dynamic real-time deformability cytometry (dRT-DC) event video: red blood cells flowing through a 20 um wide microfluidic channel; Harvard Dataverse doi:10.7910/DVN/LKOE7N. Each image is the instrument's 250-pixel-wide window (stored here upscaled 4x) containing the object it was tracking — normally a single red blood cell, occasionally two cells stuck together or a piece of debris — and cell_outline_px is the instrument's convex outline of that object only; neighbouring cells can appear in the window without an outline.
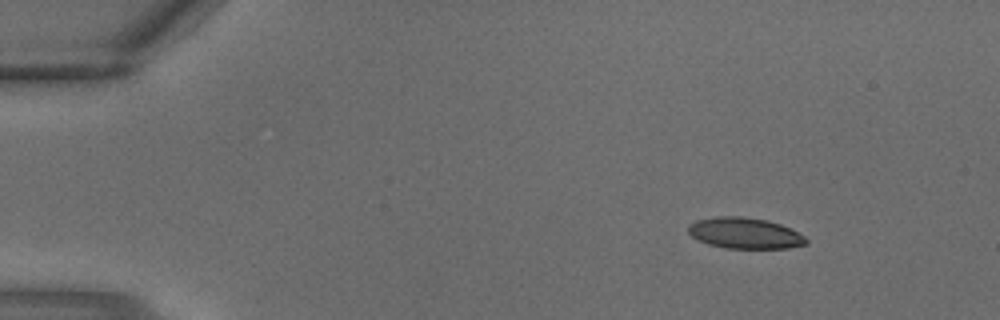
{"species": "common noctule bat (a hibernating species)", "species_latin": "Nyctalus noctula", "temperature_condition": "warm", "stored_images_in_passage": 2, "segment_of_instrument_passage": [2, 2], "camera_frame_rate_fps": 3000, "um_per_image_px": 0.085, "animal": {"sex": "male", "body_mass_g": 18.8}, "frame": {"image": 1, "passage_image": 2, "time_ms": 0.333, "image_size_px": [1000, 320], "cell_outline_px": [[808, 244], [788, 248], [724, 248], [708, 244], [692, 236], [688, 232], [688, 224], [696, 220], [716, 216], [740, 216], [768, 220], [780, 224], [804, 236], [808, 240]], "centroid_in_image_um": [63.29, 19.81], "position_along_channel_um": 21.7, "area_um2": 21.27}}